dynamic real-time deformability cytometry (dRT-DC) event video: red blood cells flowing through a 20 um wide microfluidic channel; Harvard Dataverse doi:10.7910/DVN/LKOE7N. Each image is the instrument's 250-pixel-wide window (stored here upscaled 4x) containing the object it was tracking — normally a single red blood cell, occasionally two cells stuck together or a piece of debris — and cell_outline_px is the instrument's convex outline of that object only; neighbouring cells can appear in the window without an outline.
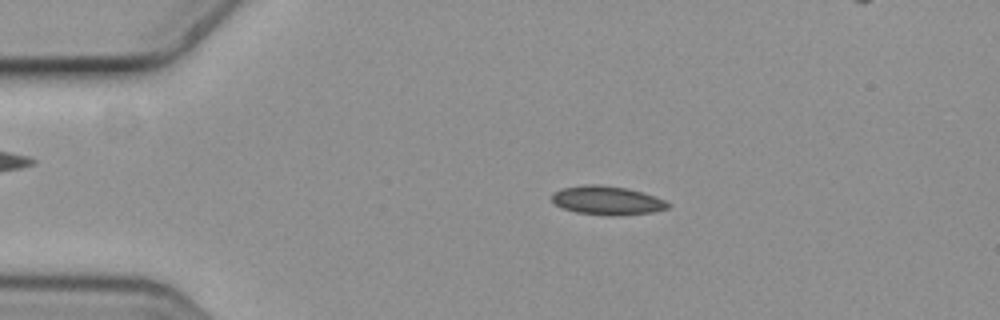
{"species": "common noctule bat (a hibernating species)", "species_latin": "Nyctalus noctula", "temperature_condition": "cold", "stored_images_in_passage": 4, "camera_frame_rate_fps": 3000, "um_per_image_px": 0.085, "animal": {"sex": "female", "body_mass_g": 19.3, "forearm_length_mm": 54.1}, "frame": {"image": 1, "passage_image": 2, "time_ms": 0.333, "image_size_px": [1000, 320], "cell_outline_px": [[668, 208], [656, 212], [620, 216], [608, 216], [576, 212], [564, 208], [556, 204], [552, 200], [552, 192], [564, 188], [588, 184], [596, 184], [624, 188], [640, 192], [664, 200], [668, 204]], "centroid_in_image_um": [51.59, 17.06], "position_along_channel_um": 33.4, "area_um2": 19.25}}